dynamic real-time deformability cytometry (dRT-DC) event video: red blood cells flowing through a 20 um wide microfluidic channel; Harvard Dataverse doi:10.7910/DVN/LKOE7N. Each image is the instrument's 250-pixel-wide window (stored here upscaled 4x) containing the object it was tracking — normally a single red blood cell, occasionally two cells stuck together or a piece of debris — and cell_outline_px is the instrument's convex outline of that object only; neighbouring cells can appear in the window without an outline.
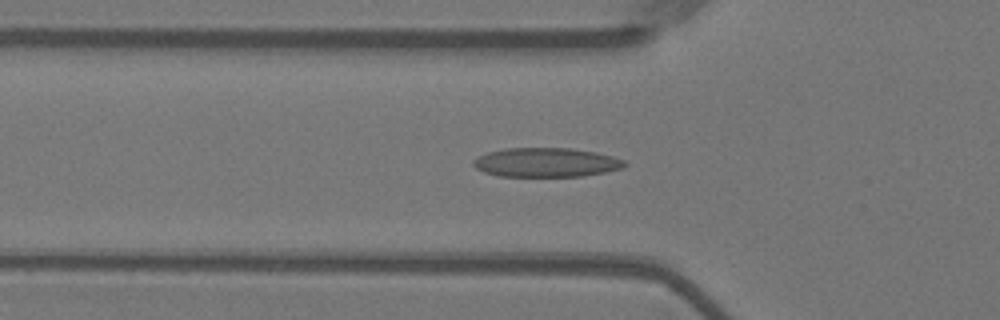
{"species": "Egyptian fruit bat (a non-hibernating species)", "species_latin": "Rousettus aegyptiacus", "temperature_condition": "warm", "stored_images_in_passage": 46, "camera_frame_rate_fps": 3000, "um_per_image_px": 0.085, "animal": {"sex": "female"}, "frame": {"image": 1, "passage_image": 17, "time_ms": 5.333, "image_size_px": [1000, 320], "cell_outline_px": [[628, 164], [624, 168], [584, 176], [500, 176], [484, 172], [476, 168], [472, 164], [472, 160], [488, 152], [508, 148], [572, 148], [596, 152], [612, 156], [624, 160]], "centroid_in_image_um": [46.45, 13.8], "position_along_channel_um": 79.4, "area_um2": 25.72}}
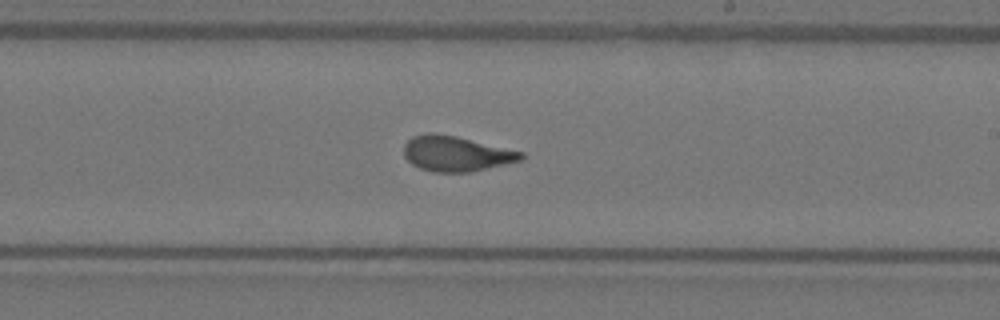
{"frame": {"image": 2, "passage_image": 31, "time_ms": 10.0, "image_size_px": [1000, 320], "cell_outline_px": [[524, 156], [520, 160], [504, 164], [468, 172], [432, 172], [420, 168], [412, 164], [404, 156], [404, 144], [412, 136], [428, 132], [436, 132], [456, 136], [524, 152]], "centroid_in_image_um": [38.72, 13.04], "position_along_channel_um": 250.3, "area_um2": 23.99}}
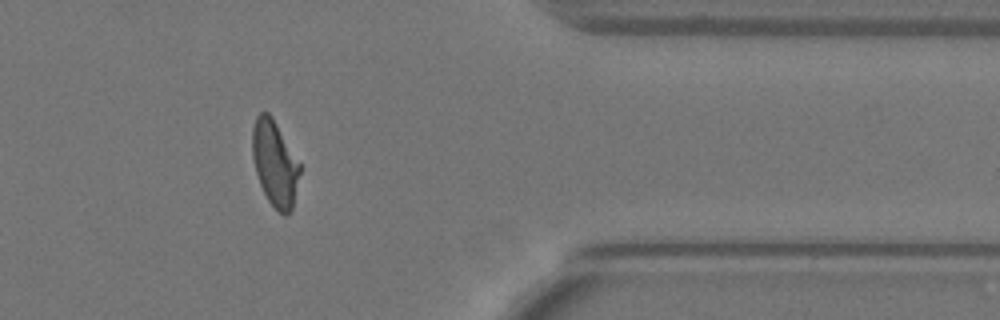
{"frame": {"image": 3, "passage_image": 44, "time_ms": 14.333, "image_size_px": [1000, 320], "cell_outline_px": [[300, 172], [292, 208], [284, 216], [268, 200], [260, 184], [256, 172], [252, 156], [252, 128], [256, 116], [260, 112], [268, 112], [272, 116], [300, 164]], "centroid_in_image_um": [23.34, 13.85], "position_along_channel_um": 388.1, "area_um2": 23.35}, "authors_computed_cell_mechanics": {"area_um2": 24.3916, "velocity_mm_per_s": 3.6385, "shape_relaxation_time_tau1_ms": 5.6209, "shape_relaxation_time_tau2_ms": 0.8866, "deformation_change_tau1": 0.1999, "deformation_change_tau2": 0.0765}}